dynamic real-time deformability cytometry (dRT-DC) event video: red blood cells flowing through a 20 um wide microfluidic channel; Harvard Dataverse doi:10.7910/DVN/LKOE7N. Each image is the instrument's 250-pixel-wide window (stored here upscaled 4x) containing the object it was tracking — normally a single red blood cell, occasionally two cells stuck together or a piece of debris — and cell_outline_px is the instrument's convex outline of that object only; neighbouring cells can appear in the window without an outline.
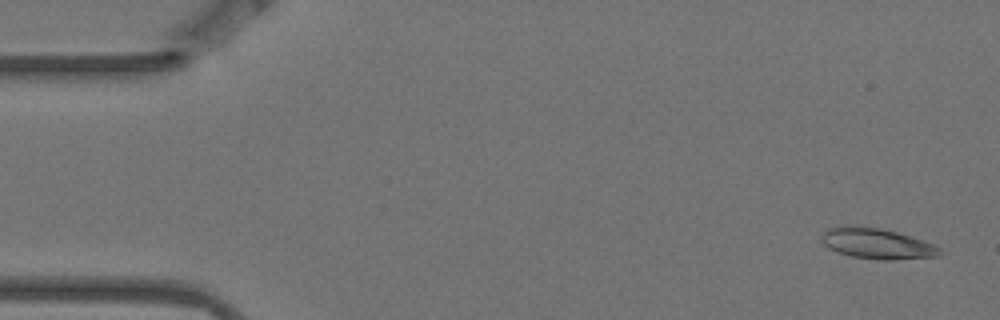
{"species": "Egyptian fruit bat (a non-hibernating species)", "species_latin": "Rousettus aegyptiacus", "temperature_condition": "warm", "stored_images_in_passage": 4, "camera_frame_rate_fps": 3000, "um_per_image_px": 0.085, "animal": {"sex": "female"}, "frame": {"image": 1, "passage_image": 1, "time_ms": 0.0, "image_size_px": [1000, 320], "cell_outline_px": [[944, 252], [940, 256], [892, 260], [880, 260], [852, 256], [836, 252], [828, 248], [820, 240], [820, 236], [828, 228], [840, 224], [856, 224], [880, 228], [896, 232], [936, 244]], "centroid_in_image_um": [74.51, 20.68], "position_along_channel_um": 10.5, "area_um2": 21.68}}
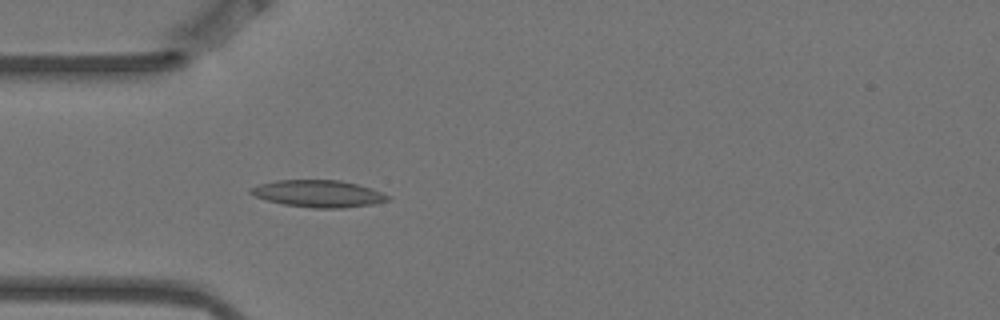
{"frame": {"image": 2, "passage_image": 4, "time_ms": 1.0, "image_size_px": [1000, 320], "cell_outline_px": [[392, 200], [372, 204], [344, 208], [312, 208], [284, 204], [268, 200], [256, 196], [248, 192], [248, 188], [260, 184], [276, 180], [340, 180], [372, 188], [392, 196]], "centroid_in_image_um": [27.1, 16.46], "position_along_channel_um": 57.9, "area_um2": 21.68}}